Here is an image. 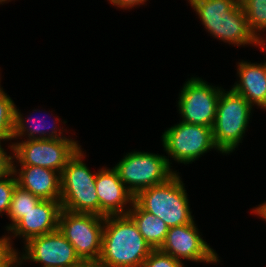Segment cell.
I'll use <instances>...</instances> for the list:
<instances>
[{"label": "cell", "instance_id": "cell-6", "mask_svg": "<svg viewBox=\"0 0 266 267\" xmlns=\"http://www.w3.org/2000/svg\"><path fill=\"white\" fill-rule=\"evenodd\" d=\"M167 156L148 152H130L113 168L135 197L140 191L162 184L176 174ZM128 184V185H127Z\"/></svg>", "mask_w": 266, "mask_h": 267}, {"label": "cell", "instance_id": "cell-29", "mask_svg": "<svg viewBox=\"0 0 266 267\" xmlns=\"http://www.w3.org/2000/svg\"><path fill=\"white\" fill-rule=\"evenodd\" d=\"M266 39H264L263 37L260 39V45L259 47H261V52H264L266 50V43H265Z\"/></svg>", "mask_w": 266, "mask_h": 267}, {"label": "cell", "instance_id": "cell-16", "mask_svg": "<svg viewBox=\"0 0 266 267\" xmlns=\"http://www.w3.org/2000/svg\"><path fill=\"white\" fill-rule=\"evenodd\" d=\"M237 74L240 80L232 90L242 95L252 106L266 110V62H238ZM255 104V105H254Z\"/></svg>", "mask_w": 266, "mask_h": 267}, {"label": "cell", "instance_id": "cell-30", "mask_svg": "<svg viewBox=\"0 0 266 267\" xmlns=\"http://www.w3.org/2000/svg\"><path fill=\"white\" fill-rule=\"evenodd\" d=\"M9 2L10 0H0V4H2L3 2L5 3V2Z\"/></svg>", "mask_w": 266, "mask_h": 267}, {"label": "cell", "instance_id": "cell-3", "mask_svg": "<svg viewBox=\"0 0 266 267\" xmlns=\"http://www.w3.org/2000/svg\"><path fill=\"white\" fill-rule=\"evenodd\" d=\"M134 201L143 210L162 219L169 228L191 223L194 219L179 173L162 184L140 191Z\"/></svg>", "mask_w": 266, "mask_h": 267}, {"label": "cell", "instance_id": "cell-7", "mask_svg": "<svg viewBox=\"0 0 266 267\" xmlns=\"http://www.w3.org/2000/svg\"><path fill=\"white\" fill-rule=\"evenodd\" d=\"M73 139H38L12 143L10 147L19 166H37L62 174L68 160L81 147Z\"/></svg>", "mask_w": 266, "mask_h": 267}, {"label": "cell", "instance_id": "cell-11", "mask_svg": "<svg viewBox=\"0 0 266 267\" xmlns=\"http://www.w3.org/2000/svg\"><path fill=\"white\" fill-rule=\"evenodd\" d=\"M24 244L25 253H16L17 266H21L23 260H30L41 263V267H73L80 260L74 247L59 229L34 237Z\"/></svg>", "mask_w": 266, "mask_h": 267}, {"label": "cell", "instance_id": "cell-24", "mask_svg": "<svg viewBox=\"0 0 266 267\" xmlns=\"http://www.w3.org/2000/svg\"><path fill=\"white\" fill-rule=\"evenodd\" d=\"M11 236H2L0 238V267H15L16 266V249L13 248ZM11 237V238H10Z\"/></svg>", "mask_w": 266, "mask_h": 267}, {"label": "cell", "instance_id": "cell-25", "mask_svg": "<svg viewBox=\"0 0 266 267\" xmlns=\"http://www.w3.org/2000/svg\"><path fill=\"white\" fill-rule=\"evenodd\" d=\"M13 172V156L8 155L2 148L0 141V179H3Z\"/></svg>", "mask_w": 266, "mask_h": 267}, {"label": "cell", "instance_id": "cell-12", "mask_svg": "<svg viewBox=\"0 0 266 267\" xmlns=\"http://www.w3.org/2000/svg\"><path fill=\"white\" fill-rule=\"evenodd\" d=\"M160 250L180 261L185 259L210 264L220 261L217 253L201 237L194 220L185 225L170 227Z\"/></svg>", "mask_w": 266, "mask_h": 267}, {"label": "cell", "instance_id": "cell-17", "mask_svg": "<svg viewBox=\"0 0 266 267\" xmlns=\"http://www.w3.org/2000/svg\"><path fill=\"white\" fill-rule=\"evenodd\" d=\"M127 215L134 221L139 232L151 248L160 249L169 229L166 223L154 214L143 210L135 201L130 206Z\"/></svg>", "mask_w": 266, "mask_h": 267}, {"label": "cell", "instance_id": "cell-4", "mask_svg": "<svg viewBox=\"0 0 266 267\" xmlns=\"http://www.w3.org/2000/svg\"><path fill=\"white\" fill-rule=\"evenodd\" d=\"M81 147L68 160L61 174V198L63 210L99 215V199L96 192L97 173L83 162Z\"/></svg>", "mask_w": 266, "mask_h": 267}, {"label": "cell", "instance_id": "cell-15", "mask_svg": "<svg viewBox=\"0 0 266 267\" xmlns=\"http://www.w3.org/2000/svg\"><path fill=\"white\" fill-rule=\"evenodd\" d=\"M14 161L13 173L17 185L30 191L41 200H60L61 174L59 172L37 166H20L21 168L18 170Z\"/></svg>", "mask_w": 266, "mask_h": 267}, {"label": "cell", "instance_id": "cell-13", "mask_svg": "<svg viewBox=\"0 0 266 267\" xmlns=\"http://www.w3.org/2000/svg\"><path fill=\"white\" fill-rule=\"evenodd\" d=\"M95 185L99 199V216L127 215L134 196L125 187L114 168L99 169ZM127 204H129L128 209H126Z\"/></svg>", "mask_w": 266, "mask_h": 267}, {"label": "cell", "instance_id": "cell-10", "mask_svg": "<svg viewBox=\"0 0 266 267\" xmlns=\"http://www.w3.org/2000/svg\"><path fill=\"white\" fill-rule=\"evenodd\" d=\"M222 89L209 85L199 77L189 79L178 98V111L182 121L212 128Z\"/></svg>", "mask_w": 266, "mask_h": 267}, {"label": "cell", "instance_id": "cell-8", "mask_svg": "<svg viewBox=\"0 0 266 267\" xmlns=\"http://www.w3.org/2000/svg\"><path fill=\"white\" fill-rule=\"evenodd\" d=\"M105 217L61 210L58 229L74 247L80 259H99Z\"/></svg>", "mask_w": 266, "mask_h": 267}, {"label": "cell", "instance_id": "cell-21", "mask_svg": "<svg viewBox=\"0 0 266 267\" xmlns=\"http://www.w3.org/2000/svg\"><path fill=\"white\" fill-rule=\"evenodd\" d=\"M15 107L11 97L0 86V141L13 139Z\"/></svg>", "mask_w": 266, "mask_h": 267}, {"label": "cell", "instance_id": "cell-9", "mask_svg": "<svg viewBox=\"0 0 266 267\" xmlns=\"http://www.w3.org/2000/svg\"><path fill=\"white\" fill-rule=\"evenodd\" d=\"M162 144L165 152L178 163L189 164L201 155L217 149L211 127L180 121L163 133Z\"/></svg>", "mask_w": 266, "mask_h": 267}, {"label": "cell", "instance_id": "cell-26", "mask_svg": "<svg viewBox=\"0 0 266 267\" xmlns=\"http://www.w3.org/2000/svg\"><path fill=\"white\" fill-rule=\"evenodd\" d=\"M111 4L118 8H133L137 5H143L147 0H108Z\"/></svg>", "mask_w": 266, "mask_h": 267}, {"label": "cell", "instance_id": "cell-27", "mask_svg": "<svg viewBox=\"0 0 266 267\" xmlns=\"http://www.w3.org/2000/svg\"><path fill=\"white\" fill-rule=\"evenodd\" d=\"M73 267H108L100 259H80Z\"/></svg>", "mask_w": 266, "mask_h": 267}, {"label": "cell", "instance_id": "cell-14", "mask_svg": "<svg viewBox=\"0 0 266 267\" xmlns=\"http://www.w3.org/2000/svg\"><path fill=\"white\" fill-rule=\"evenodd\" d=\"M61 210L60 200H40L9 231L14 237L22 236L25 243L54 232L58 229Z\"/></svg>", "mask_w": 266, "mask_h": 267}, {"label": "cell", "instance_id": "cell-18", "mask_svg": "<svg viewBox=\"0 0 266 267\" xmlns=\"http://www.w3.org/2000/svg\"><path fill=\"white\" fill-rule=\"evenodd\" d=\"M32 118V117H31ZM33 119V118H32ZM34 121L32 122L33 124H35L33 126L32 125H28L27 126V121L29 123L30 117H28V119L25 121L21 112L19 111V109H17V107H15V117H14V128H13V139H16L17 137H26L27 135V139L26 140H38V139H69L68 137L66 138L65 136H63V131L61 132V130H59L58 132V127H56V125H52L51 127L47 126V123H45L46 121H44V123H38V120L42 121L41 119H33ZM39 121V122H40ZM38 123V124H37ZM46 127L48 129H50L51 131H47ZM47 131V132H46ZM39 134V136H38ZM24 135V136H23Z\"/></svg>", "mask_w": 266, "mask_h": 267}, {"label": "cell", "instance_id": "cell-22", "mask_svg": "<svg viewBox=\"0 0 266 267\" xmlns=\"http://www.w3.org/2000/svg\"><path fill=\"white\" fill-rule=\"evenodd\" d=\"M182 261L175 259L170 254L162 252L160 249H153L144 260L142 267H184Z\"/></svg>", "mask_w": 266, "mask_h": 267}, {"label": "cell", "instance_id": "cell-23", "mask_svg": "<svg viewBox=\"0 0 266 267\" xmlns=\"http://www.w3.org/2000/svg\"><path fill=\"white\" fill-rule=\"evenodd\" d=\"M16 185L17 180L13 172L7 177L0 179V214L2 212L8 214L12 194Z\"/></svg>", "mask_w": 266, "mask_h": 267}, {"label": "cell", "instance_id": "cell-2", "mask_svg": "<svg viewBox=\"0 0 266 267\" xmlns=\"http://www.w3.org/2000/svg\"><path fill=\"white\" fill-rule=\"evenodd\" d=\"M207 32L224 43L260 45L249 29L240 0H189Z\"/></svg>", "mask_w": 266, "mask_h": 267}, {"label": "cell", "instance_id": "cell-1", "mask_svg": "<svg viewBox=\"0 0 266 267\" xmlns=\"http://www.w3.org/2000/svg\"><path fill=\"white\" fill-rule=\"evenodd\" d=\"M153 249L128 215L105 217L100 260L108 267H142Z\"/></svg>", "mask_w": 266, "mask_h": 267}, {"label": "cell", "instance_id": "cell-28", "mask_svg": "<svg viewBox=\"0 0 266 267\" xmlns=\"http://www.w3.org/2000/svg\"><path fill=\"white\" fill-rule=\"evenodd\" d=\"M253 213L257 214L259 217L266 221V201L263 204H260L255 209H252Z\"/></svg>", "mask_w": 266, "mask_h": 267}, {"label": "cell", "instance_id": "cell-19", "mask_svg": "<svg viewBox=\"0 0 266 267\" xmlns=\"http://www.w3.org/2000/svg\"><path fill=\"white\" fill-rule=\"evenodd\" d=\"M41 199L34 196L30 191L16 185L12 194L10 209L7 214L12 224L6 226L9 231L30 209H32Z\"/></svg>", "mask_w": 266, "mask_h": 267}, {"label": "cell", "instance_id": "cell-5", "mask_svg": "<svg viewBox=\"0 0 266 267\" xmlns=\"http://www.w3.org/2000/svg\"><path fill=\"white\" fill-rule=\"evenodd\" d=\"M252 109L242 95L232 89L221 90L212 126L213 140L221 154L229 155L243 140Z\"/></svg>", "mask_w": 266, "mask_h": 267}, {"label": "cell", "instance_id": "cell-20", "mask_svg": "<svg viewBox=\"0 0 266 267\" xmlns=\"http://www.w3.org/2000/svg\"><path fill=\"white\" fill-rule=\"evenodd\" d=\"M244 9L249 29L257 37L260 36L261 31L266 30V0H240ZM259 32V33H258Z\"/></svg>", "mask_w": 266, "mask_h": 267}]
</instances>
